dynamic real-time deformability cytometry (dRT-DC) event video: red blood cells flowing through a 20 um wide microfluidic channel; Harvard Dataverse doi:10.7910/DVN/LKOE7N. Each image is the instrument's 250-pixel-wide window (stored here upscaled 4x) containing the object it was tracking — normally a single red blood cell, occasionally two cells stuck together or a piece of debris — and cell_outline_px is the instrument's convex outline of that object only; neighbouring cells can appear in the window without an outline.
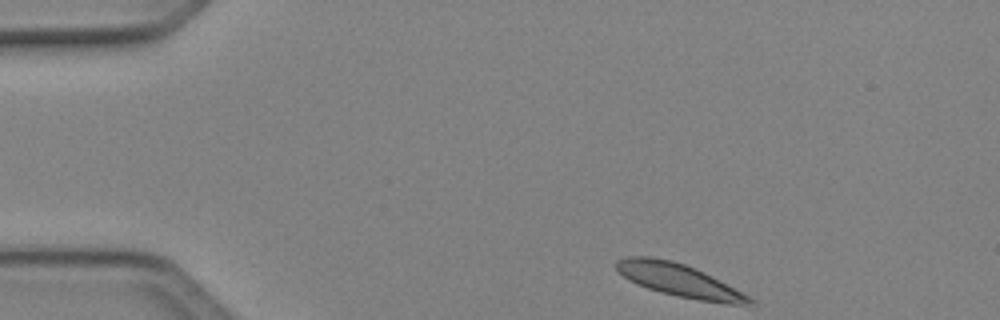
{"species": "Egyptian fruit bat (a non-hibernating species)", "species_latin": "Rousettus aegyptiacus", "temperature_condition": "cold", "stored_images_in_passage": 45, "camera_frame_rate_fps": 3000, "um_per_image_px": 0.085, "animal": {"sex": "female"}, "frame": {"image": 1, "passage_image": 1, "time_ms": 0.0, "image_size_px": [1000, 320], "cell_outline_px": [[756, 304], [724, 304], [676, 296], [660, 292], [636, 284], [628, 280], [616, 268], [616, 260], [628, 256], [652, 256], [672, 260], [684, 264], [704, 272], [712, 276], [756, 300]], "centroid_in_image_um": [57.72, 23.82], "position_along_channel_um": 27.3, "area_um2": 25.43}}
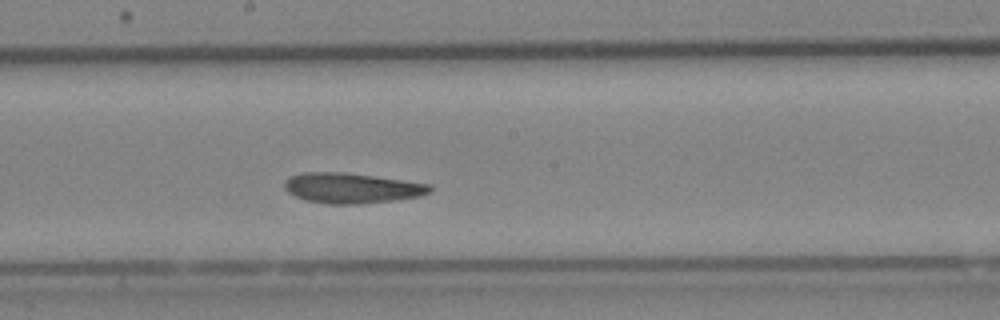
{"frame": {"image": 2, "passage_image": 22, "time_ms": 7.0, "image_size_px": [1000, 320], "cell_outline_px": [[432, 192], [420, 196], [396, 200], [360, 204], [328, 204], [304, 200], [288, 192], [284, 188], [284, 180], [300, 172], [344, 172], [404, 180], [432, 184]], "centroid_in_image_um": [29.91, 15.98], "position_along_channel_um": 218.3, "area_um2": 25.89}}
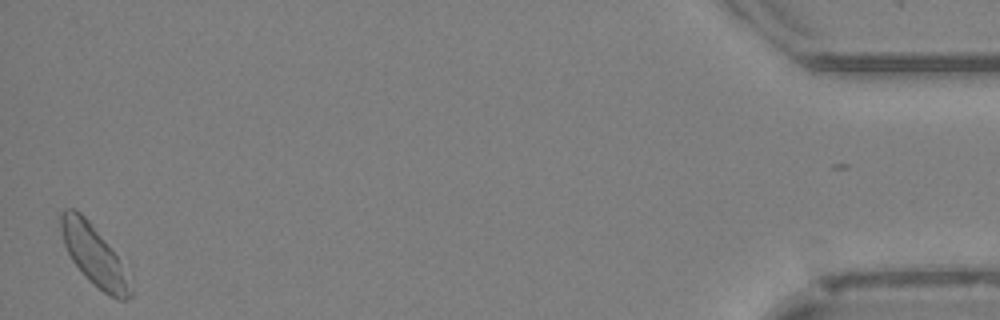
{"frame": {"image": 3, "passage_image": 44, "time_ms": 14.333, "image_size_px": [1000, 320], "cell_outline_px": [[132, 296], [124, 300], [120, 300], [104, 292], [92, 284], [84, 276], [72, 260], [64, 244], [60, 228], [60, 212], [64, 208], [76, 208], [88, 220], [132, 268]], "centroid_in_image_um": [8.1, 21.72], "position_along_channel_um": 427.1, "area_um2": 25.66}, "authors_computed_cell_mechanics": {"area_um2": 25.432, "velocity_mm_per_s": 4.0162, "shape_relaxation_time_tau1_ms": 10.2729, "shape_relaxation_time_tau2_ms": 2.7525, "deformation_change_tau1": 0.2218, "deformation_change_tau2": 0.0909}}